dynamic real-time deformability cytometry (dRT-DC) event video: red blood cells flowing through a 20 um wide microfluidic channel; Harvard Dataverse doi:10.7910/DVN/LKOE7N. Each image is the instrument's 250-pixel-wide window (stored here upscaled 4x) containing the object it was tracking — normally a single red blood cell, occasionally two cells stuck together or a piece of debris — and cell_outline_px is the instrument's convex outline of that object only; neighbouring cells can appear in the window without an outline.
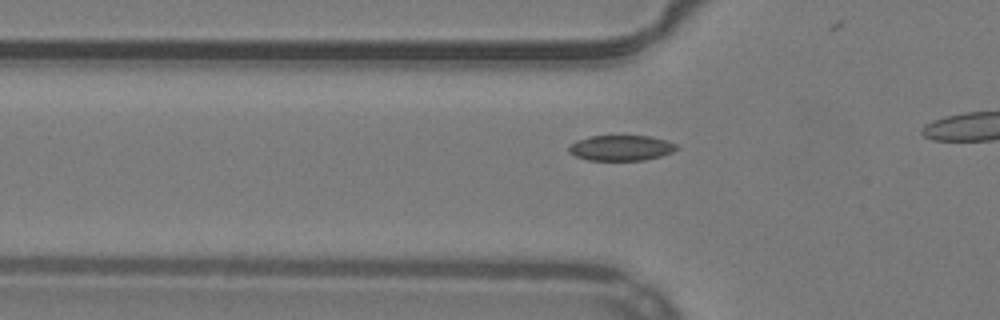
{"species": "common noctule bat (a hibernating species)", "species_latin": "Nyctalus noctula", "temperature_condition": "warm", "stored_images_in_passage": 15, "camera_frame_rate_fps": 3000, "um_per_image_px": 0.085, "animal": {"sex": "male", "body_mass_g": 19.2, "forearm_length_mm": 51.8}, "frame": {"image": 1, "passage_image": 9, "time_ms": 2.667, "image_size_px": [1000, 320], "cell_outline_px": [[680, 148], [672, 152], [660, 156], [644, 160], [588, 160], [576, 156], [568, 152], [568, 144], [576, 140], [592, 136], [652, 136], [668, 140], [676, 144]], "centroid_in_image_um": [52.79, 12.56], "position_along_channel_um": 73.0, "area_um2": 16.13}}
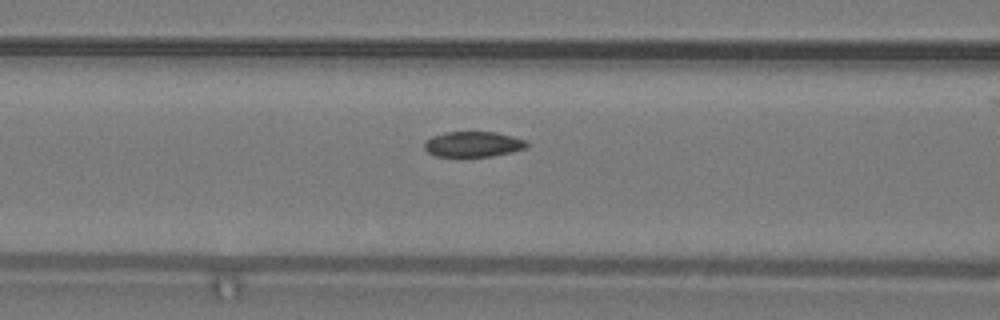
{"frame": {"image": 2, "passage_image": 13, "time_ms": 4.0, "image_size_px": [1000, 320], "cell_outline_px": [[528, 148], [512, 152], [492, 156], [436, 156], [428, 152], [424, 148], [424, 140], [432, 136], [448, 132], [496, 132], [528, 140]], "centroid_in_image_um": [40.25, 12.25], "position_along_channel_um": 126.4, "area_um2": 15.26}}